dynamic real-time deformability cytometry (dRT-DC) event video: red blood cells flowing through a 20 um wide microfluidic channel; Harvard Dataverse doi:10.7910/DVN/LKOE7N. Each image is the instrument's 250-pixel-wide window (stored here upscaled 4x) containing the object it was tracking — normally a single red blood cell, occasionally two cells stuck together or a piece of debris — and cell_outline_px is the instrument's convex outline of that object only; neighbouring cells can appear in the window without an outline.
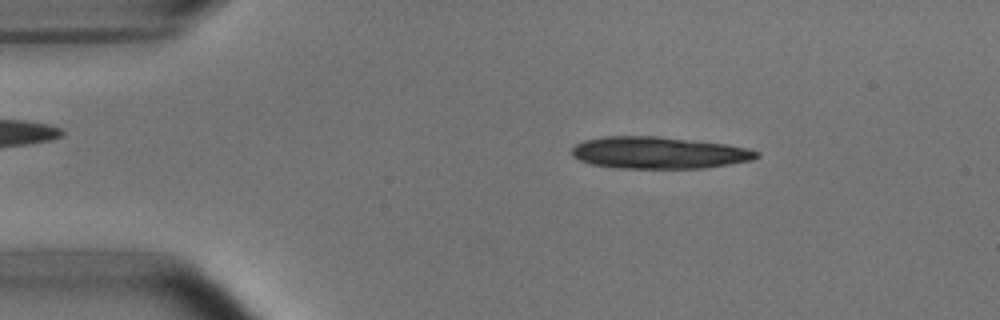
{"species": "common noctule bat (a hibernating species)", "species_latin": "Nyctalus noctula", "temperature_condition": "room temperature", "stored_images_in_passage": 36, "camera_frame_rate_fps": 3000, "um_per_image_px": 0.085, "animal": {"sex": "male", "body_mass_g": 15.6}, "frame": {"image": 1, "passage_image": 7, "time_ms": 2.0, "image_size_px": [1000, 320], "cell_outline_px": [[760, 156], [752, 160], [704, 168], [616, 168], [592, 164], [580, 160], [572, 156], [572, 148], [576, 144], [584, 140], [604, 136], [660, 136], [724, 144], [748, 148], [760, 152]], "centroid_in_image_um": [55.99, 12.98], "position_along_channel_um": 29.0, "area_um2": 34.33}}
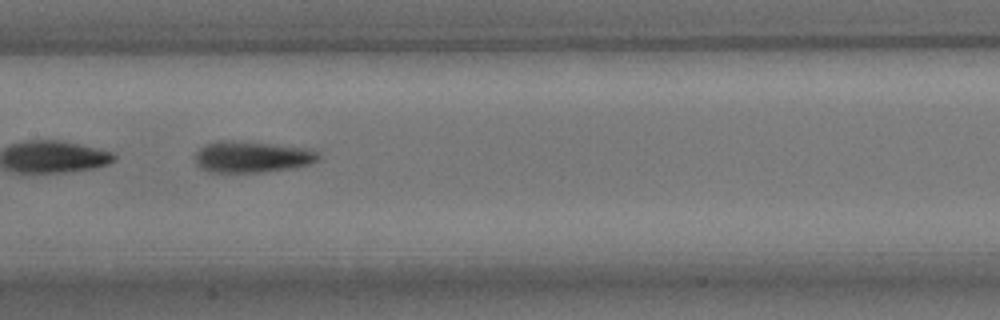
{"frame": {"image": 2, "passage_image": 24, "time_ms": 7.667, "image_size_px": [1000, 320], "cell_outline_px": [[320, 160], [312, 164], [292, 168], [264, 172], [208, 172], [200, 168], [196, 164], [196, 152], [204, 144], [216, 140], [232, 140], [312, 148], [320, 152]], "centroid_in_image_um": [21.46, 13.33], "position_along_channel_um": 185.9, "area_um2": 23.0}}
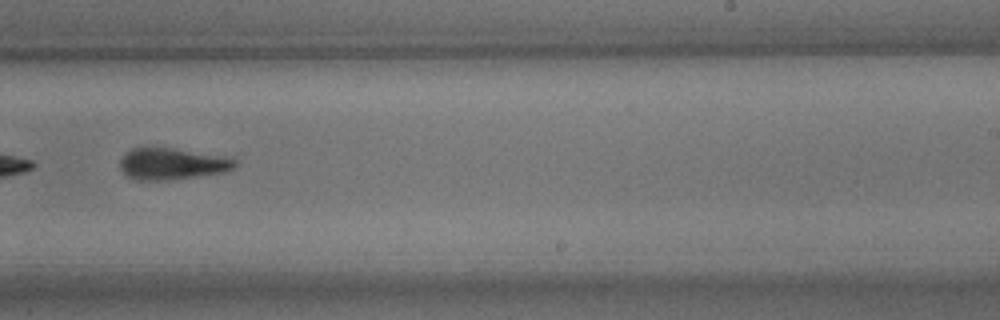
{"frame": {"image": 3, "passage_image": 31, "time_ms": 10.0, "image_size_px": [1000, 320], "cell_outline_px": [[236, 164], [232, 168], [224, 172], [200, 176], [164, 180], [136, 180], [128, 176], [120, 168], [120, 160], [132, 148], [168, 148], [232, 156], [236, 160]], "centroid_in_image_um": [14.68, 13.92], "position_along_channel_um": 274.3, "area_um2": 21.04}}